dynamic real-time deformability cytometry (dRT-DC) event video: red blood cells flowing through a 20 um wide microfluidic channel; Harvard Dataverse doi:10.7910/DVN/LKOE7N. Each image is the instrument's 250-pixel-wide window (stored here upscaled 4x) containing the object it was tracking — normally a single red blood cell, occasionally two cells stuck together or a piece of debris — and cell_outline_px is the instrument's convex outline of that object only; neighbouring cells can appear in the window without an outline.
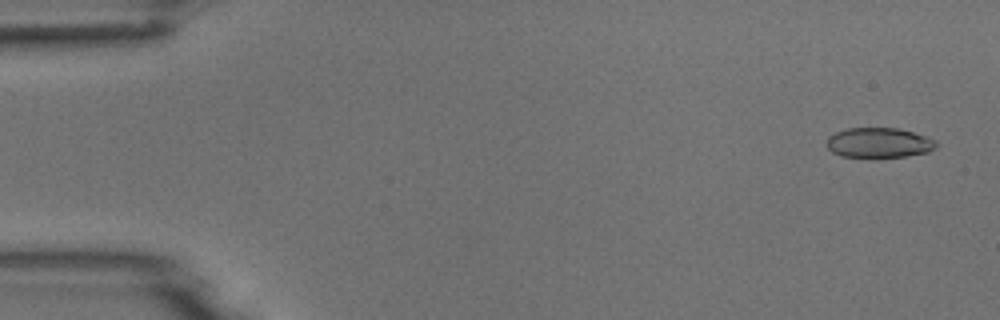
{"species": "common noctule bat (a hibernating species)", "species_latin": "Nyctalus noctula", "temperature_condition": "room temperature", "stored_images_in_passage": 53, "camera_frame_rate_fps": 3000, "um_per_image_px": 0.085, "animal": {"sex": "male", "body_mass_g": 18.8}, "frame": {"image": 1, "passage_image": 2, "time_ms": 0.333, "image_size_px": [1000, 320], "cell_outline_px": [[940, 144], [936, 148], [928, 152], [904, 156], [840, 156], [832, 152], [824, 144], [828, 136], [836, 132], [848, 128], [896, 128], [928, 136], [936, 140]], "centroid_in_image_um": [74.72, 12.12], "position_along_channel_um": 10.3, "area_um2": 19.13}}
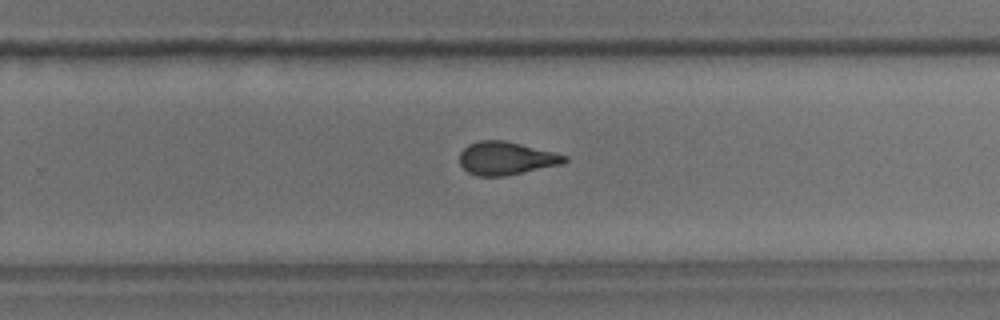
{"frame": {"image": 2, "passage_image": 34, "time_ms": 11.0, "image_size_px": [1000, 320], "cell_outline_px": [[568, 160], [564, 164], [504, 176], [476, 176], [468, 172], [460, 164], [460, 152], [468, 144], [480, 140], [504, 140], [556, 152], [568, 156]], "centroid_in_image_um": [43.05, 13.45], "position_along_channel_um": 286.8, "area_um2": 20.4}}
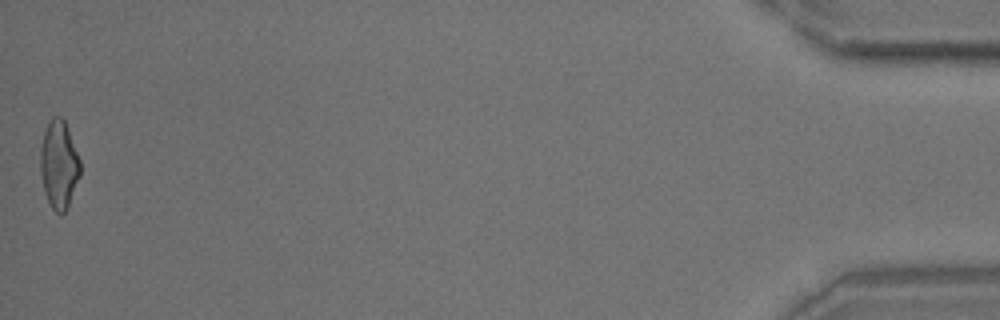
{"frame": {"image": 3, "passage_image": 53, "time_ms": 17.333, "image_size_px": [1000, 320], "cell_outline_px": [[80, 176], [68, 204], [64, 212], [60, 216], [52, 208], [44, 192], [40, 172], [40, 148], [44, 132], [48, 120], [52, 116], [60, 116], [64, 120], [68, 128], [80, 160]], "centroid_in_image_um": [4.99, 13.96], "position_along_channel_um": 430.2, "area_um2": 20.46}}